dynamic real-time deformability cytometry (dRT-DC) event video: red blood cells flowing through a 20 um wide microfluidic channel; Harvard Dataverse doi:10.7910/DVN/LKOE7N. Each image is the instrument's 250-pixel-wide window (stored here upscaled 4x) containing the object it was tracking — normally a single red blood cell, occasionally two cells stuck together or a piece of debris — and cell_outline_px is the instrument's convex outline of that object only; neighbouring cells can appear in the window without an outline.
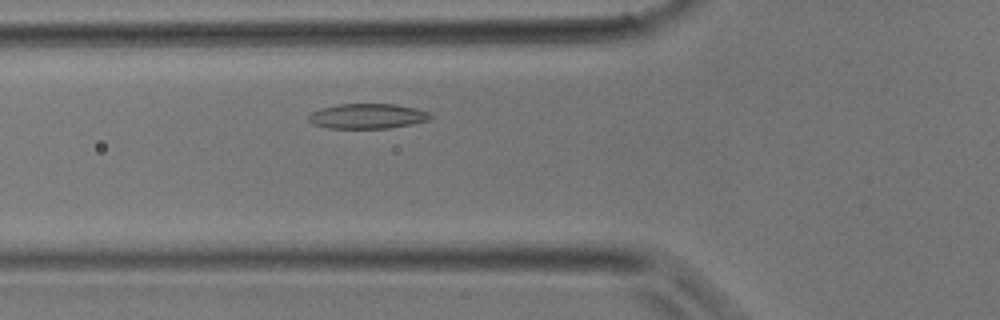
{"species": "common noctule bat (a hibernating species)", "species_latin": "Nyctalus noctula", "temperature_condition": "room temperature", "stored_images_in_passage": 31, "camera_frame_rate_fps": 3000, "um_per_image_px": 0.085, "animal": {"sex": "male", "body_mass_g": 17.9}, "frame": {"image": 1, "passage_image": 6, "time_ms": 1.667, "image_size_px": [1000, 320], "cell_outline_px": [[436, 116], [428, 120], [412, 124], [388, 128], [328, 128], [312, 124], [308, 120], [308, 116], [312, 112], [320, 108], [336, 104], [396, 104], [416, 108], [432, 112]], "centroid_in_image_um": [31.27, 9.86], "position_along_channel_um": 94.5, "area_um2": 18.03}}
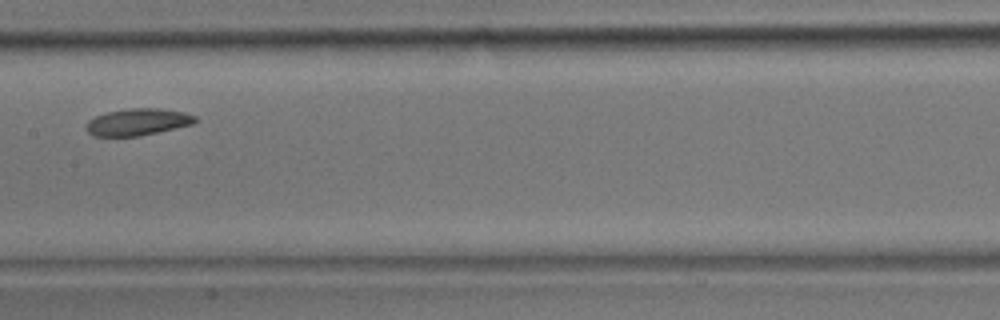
{"frame": {"image": 2, "passage_image": 12, "time_ms": 3.667, "image_size_px": [1000, 320], "cell_outline_px": [[200, 120], [196, 124], [140, 136], [92, 136], [84, 128], [84, 124], [88, 120], [96, 116], [108, 112], [128, 108], [160, 108], [184, 112], [196, 116]], "centroid_in_image_um": [11.74, 10.37], "position_along_channel_um": 195.7, "area_um2": 17.46}}
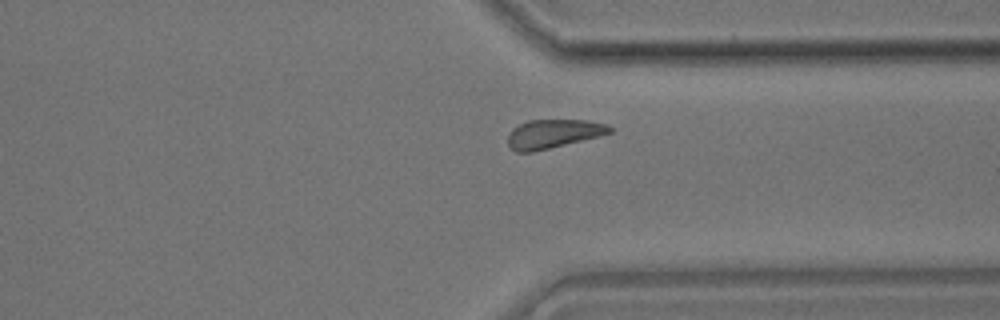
{"frame": {"image": 3, "passage_image": 22, "time_ms": 7.0, "image_size_px": [1000, 320], "cell_outline_px": [[612, 132], [600, 136], [532, 152], [516, 152], [508, 144], [508, 136], [512, 128], [528, 120], [584, 120], [608, 124], [612, 128]], "centroid_in_image_um": [47.03, 11.36], "position_along_channel_um": 364.4, "area_um2": 16.99}}